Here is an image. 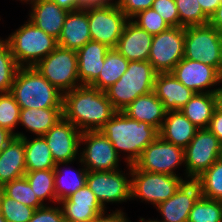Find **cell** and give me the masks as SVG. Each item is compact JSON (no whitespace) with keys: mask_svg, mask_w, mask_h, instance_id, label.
<instances>
[{"mask_svg":"<svg viewBox=\"0 0 222 222\" xmlns=\"http://www.w3.org/2000/svg\"><path fill=\"white\" fill-rule=\"evenodd\" d=\"M116 112L106 92L90 85L63 94V117L81 132L100 130Z\"/></svg>","mask_w":222,"mask_h":222,"instance_id":"1","label":"cell"},{"mask_svg":"<svg viewBox=\"0 0 222 222\" xmlns=\"http://www.w3.org/2000/svg\"><path fill=\"white\" fill-rule=\"evenodd\" d=\"M100 131L113 144L119 156L123 152L124 162L129 165H133L143 150L159 136L156 128L132 119L122 111H117Z\"/></svg>","mask_w":222,"mask_h":222,"instance_id":"2","label":"cell"},{"mask_svg":"<svg viewBox=\"0 0 222 222\" xmlns=\"http://www.w3.org/2000/svg\"><path fill=\"white\" fill-rule=\"evenodd\" d=\"M10 93L21 109L63 108V94L34 67H19Z\"/></svg>","mask_w":222,"mask_h":222,"instance_id":"3","label":"cell"},{"mask_svg":"<svg viewBox=\"0 0 222 222\" xmlns=\"http://www.w3.org/2000/svg\"><path fill=\"white\" fill-rule=\"evenodd\" d=\"M19 67H34L57 46L56 38L27 20L4 39Z\"/></svg>","mask_w":222,"mask_h":222,"instance_id":"4","label":"cell"},{"mask_svg":"<svg viewBox=\"0 0 222 222\" xmlns=\"http://www.w3.org/2000/svg\"><path fill=\"white\" fill-rule=\"evenodd\" d=\"M158 72L149 61H129L126 72L105 92L116 111H122L137 97L151 93Z\"/></svg>","mask_w":222,"mask_h":222,"instance_id":"5","label":"cell"},{"mask_svg":"<svg viewBox=\"0 0 222 222\" xmlns=\"http://www.w3.org/2000/svg\"><path fill=\"white\" fill-rule=\"evenodd\" d=\"M183 58L212 66L222 75V33L209 23L185 27Z\"/></svg>","mask_w":222,"mask_h":222,"instance_id":"6","label":"cell"},{"mask_svg":"<svg viewBox=\"0 0 222 222\" xmlns=\"http://www.w3.org/2000/svg\"><path fill=\"white\" fill-rule=\"evenodd\" d=\"M185 181V178L179 176L142 171L133 164L131 165V200L138 198L139 201L151 203L156 207L172 197Z\"/></svg>","mask_w":222,"mask_h":222,"instance_id":"7","label":"cell"},{"mask_svg":"<svg viewBox=\"0 0 222 222\" xmlns=\"http://www.w3.org/2000/svg\"><path fill=\"white\" fill-rule=\"evenodd\" d=\"M34 68L62 94L81 85L78 77L77 51L57 46Z\"/></svg>","mask_w":222,"mask_h":222,"instance_id":"8","label":"cell"},{"mask_svg":"<svg viewBox=\"0 0 222 222\" xmlns=\"http://www.w3.org/2000/svg\"><path fill=\"white\" fill-rule=\"evenodd\" d=\"M126 166V173L121 169L87 173L86 184L105 210L106 204H119L131 200V165Z\"/></svg>","mask_w":222,"mask_h":222,"instance_id":"9","label":"cell"},{"mask_svg":"<svg viewBox=\"0 0 222 222\" xmlns=\"http://www.w3.org/2000/svg\"><path fill=\"white\" fill-rule=\"evenodd\" d=\"M91 40L115 48L126 23L130 20L115 4L87 8Z\"/></svg>","mask_w":222,"mask_h":222,"instance_id":"10","label":"cell"},{"mask_svg":"<svg viewBox=\"0 0 222 222\" xmlns=\"http://www.w3.org/2000/svg\"><path fill=\"white\" fill-rule=\"evenodd\" d=\"M219 153V139L209 129H198L194 138L184 149V178L196 180L219 159Z\"/></svg>","mask_w":222,"mask_h":222,"instance_id":"11","label":"cell"},{"mask_svg":"<svg viewBox=\"0 0 222 222\" xmlns=\"http://www.w3.org/2000/svg\"><path fill=\"white\" fill-rule=\"evenodd\" d=\"M134 165L142 171L180 176L177 168L185 167L184 148L168 143L159 136L142 152Z\"/></svg>","mask_w":222,"mask_h":222,"instance_id":"12","label":"cell"},{"mask_svg":"<svg viewBox=\"0 0 222 222\" xmlns=\"http://www.w3.org/2000/svg\"><path fill=\"white\" fill-rule=\"evenodd\" d=\"M80 159L87 171H111L120 169V156L113 144L100 131H84L80 137ZM82 151V152H81Z\"/></svg>","mask_w":222,"mask_h":222,"instance_id":"13","label":"cell"},{"mask_svg":"<svg viewBox=\"0 0 222 222\" xmlns=\"http://www.w3.org/2000/svg\"><path fill=\"white\" fill-rule=\"evenodd\" d=\"M185 27H169L153 35L148 61L158 73L171 72L184 56Z\"/></svg>","mask_w":222,"mask_h":222,"instance_id":"14","label":"cell"},{"mask_svg":"<svg viewBox=\"0 0 222 222\" xmlns=\"http://www.w3.org/2000/svg\"><path fill=\"white\" fill-rule=\"evenodd\" d=\"M171 73L195 93H218L217 85H220L222 79V75L214 67L186 58H182Z\"/></svg>","mask_w":222,"mask_h":222,"instance_id":"15","label":"cell"},{"mask_svg":"<svg viewBox=\"0 0 222 222\" xmlns=\"http://www.w3.org/2000/svg\"><path fill=\"white\" fill-rule=\"evenodd\" d=\"M82 132L64 117L44 135L55 163H70L80 159Z\"/></svg>","mask_w":222,"mask_h":222,"instance_id":"16","label":"cell"},{"mask_svg":"<svg viewBox=\"0 0 222 222\" xmlns=\"http://www.w3.org/2000/svg\"><path fill=\"white\" fill-rule=\"evenodd\" d=\"M201 197L200 185L196 180H186L168 200L156 206L162 216L159 222H187L189 212Z\"/></svg>","mask_w":222,"mask_h":222,"instance_id":"17","label":"cell"},{"mask_svg":"<svg viewBox=\"0 0 222 222\" xmlns=\"http://www.w3.org/2000/svg\"><path fill=\"white\" fill-rule=\"evenodd\" d=\"M65 222H91L105 212L87 184L59 202Z\"/></svg>","mask_w":222,"mask_h":222,"instance_id":"18","label":"cell"},{"mask_svg":"<svg viewBox=\"0 0 222 222\" xmlns=\"http://www.w3.org/2000/svg\"><path fill=\"white\" fill-rule=\"evenodd\" d=\"M31 5L28 20L48 35L58 40L68 14L52 0H18ZM29 2V3H28Z\"/></svg>","mask_w":222,"mask_h":222,"instance_id":"19","label":"cell"},{"mask_svg":"<svg viewBox=\"0 0 222 222\" xmlns=\"http://www.w3.org/2000/svg\"><path fill=\"white\" fill-rule=\"evenodd\" d=\"M153 35L129 20L115 49L129 61H148Z\"/></svg>","mask_w":222,"mask_h":222,"instance_id":"20","label":"cell"},{"mask_svg":"<svg viewBox=\"0 0 222 222\" xmlns=\"http://www.w3.org/2000/svg\"><path fill=\"white\" fill-rule=\"evenodd\" d=\"M153 92L168 111H179L195 94L178 81L171 72L158 73Z\"/></svg>","mask_w":222,"mask_h":222,"instance_id":"21","label":"cell"},{"mask_svg":"<svg viewBox=\"0 0 222 222\" xmlns=\"http://www.w3.org/2000/svg\"><path fill=\"white\" fill-rule=\"evenodd\" d=\"M90 40L87 8L68 12L57 40L58 46L78 51Z\"/></svg>","mask_w":222,"mask_h":222,"instance_id":"22","label":"cell"},{"mask_svg":"<svg viewBox=\"0 0 222 222\" xmlns=\"http://www.w3.org/2000/svg\"><path fill=\"white\" fill-rule=\"evenodd\" d=\"M109 50L107 45L90 40L77 51L78 77L81 85H91L98 78Z\"/></svg>","mask_w":222,"mask_h":222,"instance_id":"23","label":"cell"},{"mask_svg":"<svg viewBox=\"0 0 222 222\" xmlns=\"http://www.w3.org/2000/svg\"><path fill=\"white\" fill-rule=\"evenodd\" d=\"M24 140L13 137L0 152V187L26 174Z\"/></svg>","mask_w":222,"mask_h":222,"instance_id":"24","label":"cell"},{"mask_svg":"<svg viewBox=\"0 0 222 222\" xmlns=\"http://www.w3.org/2000/svg\"><path fill=\"white\" fill-rule=\"evenodd\" d=\"M197 130L198 128L180 110L168 111L159 130V137L185 149Z\"/></svg>","mask_w":222,"mask_h":222,"instance_id":"25","label":"cell"},{"mask_svg":"<svg viewBox=\"0 0 222 222\" xmlns=\"http://www.w3.org/2000/svg\"><path fill=\"white\" fill-rule=\"evenodd\" d=\"M122 112L132 119L148 123L158 131L167 113L163 103L153 91L137 97L131 104L123 109Z\"/></svg>","mask_w":222,"mask_h":222,"instance_id":"26","label":"cell"},{"mask_svg":"<svg viewBox=\"0 0 222 222\" xmlns=\"http://www.w3.org/2000/svg\"><path fill=\"white\" fill-rule=\"evenodd\" d=\"M218 105V93H195L180 111L198 129H208L213 112Z\"/></svg>","mask_w":222,"mask_h":222,"instance_id":"27","label":"cell"},{"mask_svg":"<svg viewBox=\"0 0 222 222\" xmlns=\"http://www.w3.org/2000/svg\"><path fill=\"white\" fill-rule=\"evenodd\" d=\"M63 118V108H26L20 110L19 125L34 136H44Z\"/></svg>","mask_w":222,"mask_h":222,"instance_id":"28","label":"cell"},{"mask_svg":"<svg viewBox=\"0 0 222 222\" xmlns=\"http://www.w3.org/2000/svg\"><path fill=\"white\" fill-rule=\"evenodd\" d=\"M14 136L24 140L26 171L55 168L56 163L54 162L44 136H33V138H28L23 132L18 131Z\"/></svg>","mask_w":222,"mask_h":222,"instance_id":"29","label":"cell"},{"mask_svg":"<svg viewBox=\"0 0 222 222\" xmlns=\"http://www.w3.org/2000/svg\"><path fill=\"white\" fill-rule=\"evenodd\" d=\"M78 161V164L81 163V166L78 170H71V168L68 166L72 163L74 164V162L56 163L55 165L54 184L56 199L58 203L68 198L70 195L75 193L77 190H79L86 184V177L88 171L83 165L81 159H79ZM61 166H67L69 168V171L65 170V167L62 169Z\"/></svg>","mask_w":222,"mask_h":222,"instance_id":"30","label":"cell"},{"mask_svg":"<svg viewBox=\"0 0 222 222\" xmlns=\"http://www.w3.org/2000/svg\"><path fill=\"white\" fill-rule=\"evenodd\" d=\"M128 64L129 60L115 48H110L98 78L90 86L105 92L126 72Z\"/></svg>","mask_w":222,"mask_h":222,"instance_id":"31","label":"cell"},{"mask_svg":"<svg viewBox=\"0 0 222 222\" xmlns=\"http://www.w3.org/2000/svg\"><path fill=\"white\" fill-rule=\"evenodd\" d=\"M24 177L43 205L48 204H45L47 200L51 203H58L55 194L54 169L27 171Z\"/></svg>","mask_w":222,"mask_h":222,"instance_id":"32","label":"cell"},{"mask_svg":"<svg viewBox=\"0 0 222 222\" xmlns=\"http://www.w3.org/2000/svg\"><path fill=\"white\" fill-rule=\"evenodd\" d=\"M196 181L200 185L201 197L222 201V160L215 161Z\"/></svg>","mask_w":222,"mask_h":222,"instance_id":"33","label":"cell"},{"mask_svg":"<svg viewBox=\"0 0 222 222\" xmlns=\"http://www.w3.org/2000/svg\"><path fill=\"white\" fill-rule=\"evenodd\" d=\"M187 222H222V201L200 197L189 212Z\"/></svg>","mask_w":222,"mask_h":222,"instance_id":"34","label":"cell"},{"mask_svg":"<svg viewBox=\"0 0 222 222\" xmlns=\"http://www.w3.org/2000/svg\"><path fill=\"white\" fill-rule=\"evenodd\" d=\"M1 191L10 198L21 202L22 204L38 209L44 205L38 200L34 194L29 182L25 177L13 180L10 183L4 185Z\"/></svg>","mask_w":222,"mask_h":222,"instance_id":"35","label":"cell"},{"mask_svg":"<svg viewBox=\"0 0 222 222\" xmlns=\"http://www.w3.org/2000/svg\"><path fill=\"white\" fill-rule=\"evenodd\" d=\"M0 38V93L11 91L15 74L19 68L8 43Z\"/></svg>","mask_w":222,"mask_h":222,"instance_id":"36","label":"cell"},{"mask_svg":"<svg viewBox=\"0 0 222 222\" xmlns=\"http://www.w3.org/2000/svg\"><path fill=\"white\" fill-rule=\"evenodd\" d=\"M35 208L26 206L21 202L6 196L2 191L0 193V213L7 222H28Z\"/></svg>","mask_w":222,"mask_h":222,"instance_id":"37","label":"cell"},{"mask_svg":"<svg viewBox=\"0 0 222 222\" xmlns=\"http://www.w3.org/2000/svg\"><path fill=\"white\" fill-rule=\"evenodd\" d=\"M178 10L180 27L205 25L209 18L204 14L198 0H175Z\"/></svg>","mask_w":222,"mask_h":222,"instance_id":"38","label":"cell"},{"mask_svg":"<svg viewBox=\"0 0 222 222\" xmlns=\"http://www.w3.org/2000/svg\"><path fill=\"white\" fill-rule=\"evenodd\" d=\"M20 110L21 108L10 92L0 93V127L15 135V129L19 125Z\"/></svg>","mask_w":222,"mask_h":222,"instance_id":"39","label":"cell"},{"mask_svg":"<svg viewBox=\"0 0 222 222\" xmlns=\"http://www.w3.org/2000/svg\"><path fill=\"white\" fill-rule=\"evenodd\" d=\"M130 20L139 28L146 30L152 35L159 34L170 27L158 12L152 8L140 11Z\"/></svg>","mask_w":222,"mask_h":222,"instance_id":"40","label":"cell"},{"mask_svg":"<svg viewBox=\"0 0 222 222\" xmlns=\"http://www.w3.org/2000/svg\"><path fill=\"white\" fill-rule=\"evenodd\" d=\"M170 27H180L175 0H154L151 6Z\"/></svg>","mask_w":222,"mask_h":222,"instance_id":"41","label":"cell"},{"mask_svg":"<svg viewBox=\"0 0 222 222\" xmlns=\"http://www.w3.org/2000/svg\"><path fill=\"white\" fill-rule=\"evenodd\" d=\"M53 205H44L36 209L28 222H65L60 204L57 206L55 204Z\"/></svg>","mask_w":222,"mask_h":222,"instance_id":"42","label":"cell"},{"mask_svg":"<svg viewBox=\"0 0 222 222\" xmlns=\"http://www.w3.org/2000/svg\"><path fill=\"white\" fill-rule=\"evenodd\" d=\"M154 0H115V4L131 19L137 13L151 8Z\"/></svg>","mask_w":222,"mask_h":222,"instance_id":"43","label":"cell"},{"mask_svg":"<svg viewBox=\"0 0 222 222\" xmlns=\"http://www.w3.org/2000/svg\"><path fill=\"white\" fill-rule=\"evenodd\" d=\"M123 209H116L110 213L107 210L98 215L94 220L91 222H130L127 214L122 211ZM107 212V214H106Z\"/></svg>","mask_w":222,"mask_h":222,"instance_id":"44","label":"cell"},{"mask_svg":"<svg viewBox=\"0 0 222 222\" xmlns=\"http://www.w3.org/2000/svg\"><path fill=\"white\" fill-rule=\"evenodd\" d=\"M208 129L222 142V107L214 110Z\"/></svg>","mask_w":222,"mask_h":222,"instance_id":"45","label":"cell"},{"mask_svg":"<svg viewBox=\"0 0 222 222\" xmlns=\"http://www.w3.org/2000/svg\"><path fill=\"white\" fill-rule=\"evenodd\" d=\"M204 14L210 18L218 6L222 3V0H198Z\"/></svg>","mask_w":222,"mask_h":222,"instance_id":"46","label":"cell"},{"mask_svg":"<svg viewBox=\"0 0 222 222\" xmlns=\"http://www.w3.org/2000/svg\"><path fill=\"white\" fill-rule=\"evenodd\" d=\"M209 24L222 33V3L209 18Z\"/></svg>","mask_w":222,"mask_h":222,"instance_id":"47","label":"cell"},{"mask_svg":"<svg viewBox=\"0 0 222 222\" xmlns=\"http://www.w3.org/2000/svg\"><path fill=\"white\" fill-rule=\"evenodd\" d=\"M55 2L60 8L65 9L66 11H75L80 9L79 0H52Z\"/></svg>","mask_w":222,"mask_h":222,"instance_id":"48","label":"cell"},{"mask_svg":"<svg viewBox=\"0 0 222 222\" xmlns=\"http://www.w3.org/2000/svg\"><path fill=\"white\" fill-rule=\"evenodd\" d=\"M13 137V133L5 128L0 127V152L5 148V146Z\"/></svg>","mask_w":222,"mask_h":222,"instance_id":"49","label":"cell"},{"mask_svg":"<svg viewBox=\"0 0 222 222\" xmlns=\"http://www.w3.org/2000/svg\"><path fill=\"white\" fill-rule=\"evenodd\" d=\"M109 0H79V5L81 8H89L96 6H104L109 3Z\"/></svg>","mask_w":222,"mask_h":222,"instance_id":"50","label":"cell"},{"mask_svg":"<svg viewBox=\"0 0 222 222\" xmlns=\"http://www.w3.org/2000/svg\"><path fill=\"white\" fill-rule=\"evenodd\" d=\"M220 83L221 86H219L218 96H219V105L222 107V79Z\"/></svg>","mask_w":222,"mask_h":222,"instance_id":"51","label":"cell"},{"mask_svg":"<svg viewBox=\"0 0 222 222\" xmlns=\"http://www.w3.org/2000/svg\"><path fill=\"white\" fill-rule=\"evenodd\" d=\"M138 222H159V221L157 220V218L156 220L154 218L153 219L148 218V220H145V218L140 217Z\"/></svg>","mask_w":222,"mask_h":222,"instance_id":"52","label":"cell"},{"mask_svg":"<svg viewBox=\"0 0 222 222\" xmlns=\"http://www.w3.org/2000/svg\"><path fill=\"white\" fill-rule=\"evenodd\" d=\"M219 158L222 160V142H220V153Z\"/></svg>","mask_w":222,"mask_h":222,"instance_id":"53","label":"cell"},{"mask_svg":"<svg viewBox=\"0 0 222 222\" xmlns=\"http://www.w3.org/2000/svg\"><path fill=\"white\" fill-rule=\"evenodd\" d=\"M0 222H7V221L5 220V218L1 215V213H0Z\"/></svg>","mask_w":222,"mask_h":222,"instance_id":"54","label":"cell"}]
</instances>
